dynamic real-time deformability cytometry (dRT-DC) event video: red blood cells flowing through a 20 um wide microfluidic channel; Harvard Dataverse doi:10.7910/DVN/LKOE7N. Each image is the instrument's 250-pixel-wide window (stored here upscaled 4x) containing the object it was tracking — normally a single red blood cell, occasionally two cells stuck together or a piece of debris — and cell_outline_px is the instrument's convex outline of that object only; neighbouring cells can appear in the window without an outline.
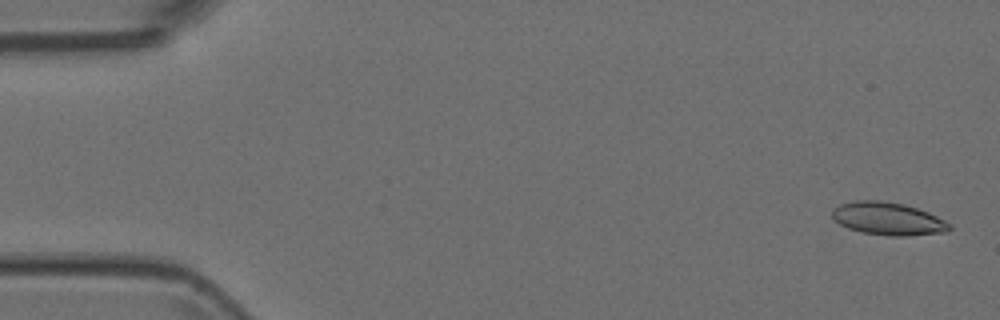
{"species": "Egyptian fruit bat (a non-hibernating species)", "species_latin": "Rousettus aegyptiacus", "temperature_condition": "room temperature", "stored_images_in_passage": 4, "camera_frame_rate_fps": 3000, "um_per_image_px": 0.085, "animal": {"sex": "female"}, "frame": {"image": 1, "passage_image": 1, "time_ms": 0.0, "image_size_px": [1000, 320], "cell_outline_px": [[952, 228], [944, 232], [908, 236], [892, 236], [864, 232], [848, 228], [840, 224], [832, 216], [832, 208], [840, 204], [852, 200], [884, 200], [904, 204], [928, 212], [952, 224]], "centroid_in_image_um": [75.48, 18.57], "position_along_channel_um": 9.5, "area_um2": 22.43}}